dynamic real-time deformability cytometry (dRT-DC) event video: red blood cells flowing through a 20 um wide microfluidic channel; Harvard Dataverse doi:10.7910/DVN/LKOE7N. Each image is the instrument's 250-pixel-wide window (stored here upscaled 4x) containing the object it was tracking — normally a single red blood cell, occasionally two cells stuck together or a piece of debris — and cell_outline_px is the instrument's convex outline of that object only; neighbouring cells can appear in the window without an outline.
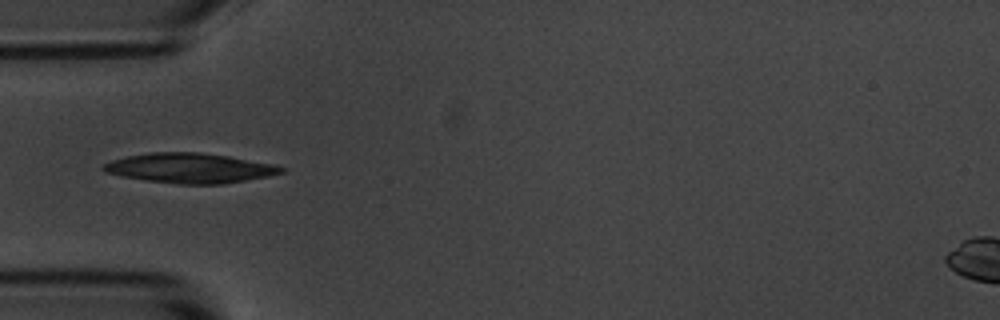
{"species": "common noctule bat (a hibernating species)", "species_latin": "Nyctalus noctula", "temperature_condition": "room temperature", "stored_images_in_passage": 3, "camera_frame_rate_fps": 3000, "um_per_image_px": 0.085, "animal": {"sex": "male", "body_mass_g": 20.1, "forearm_length_mm": 53.5}, "frame": {"image": 1, "passage_image": 3, "time_ms": 2.333, "image_size_px": [1000, 320], "cell_outline_px": [[284, 172], [268, 176], [224, 184], [176, 184], [144, 180], [120, 176], [104, 172], [100, 168], [104, 164], [112, 160], [128, 156], [148, 152], [200, 152], [228, 156], [276, 164], [284, 168]], "centroid_in_image_um": [16.12, 14.29], "position_along_channel_um": 68.9, "area_um2": 31.1}}